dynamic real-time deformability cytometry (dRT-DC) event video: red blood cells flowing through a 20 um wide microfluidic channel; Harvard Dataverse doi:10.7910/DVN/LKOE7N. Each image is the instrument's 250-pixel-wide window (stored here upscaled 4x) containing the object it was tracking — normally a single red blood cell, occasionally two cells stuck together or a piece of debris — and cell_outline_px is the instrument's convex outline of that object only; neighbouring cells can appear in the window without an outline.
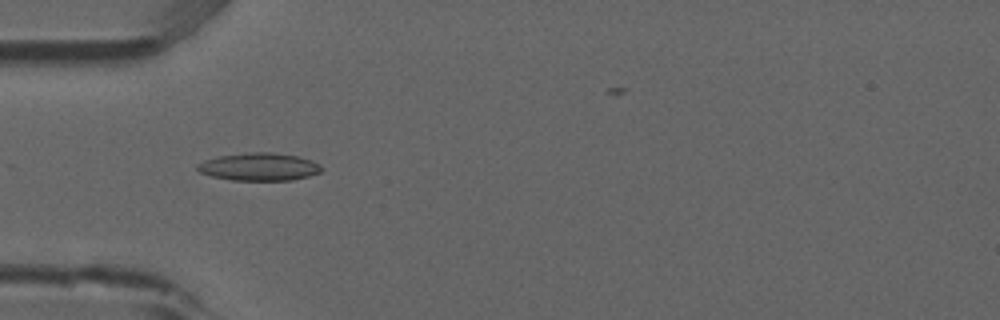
{"species": "common noctule bat (a hibernating species)", "species_latin": "Nyctalus noctula", "temperature_condition": "room temperature", "stored_images_in_passage": 47, "camera_frame_rate_fps": 3000, "um_per_image_px": 0.085, "animal": {"sex": "male", "forearm_length_mm": 52.5}, "frame": {"image": 1, "passage_image": 17, "time_ms": 5.333, "image_size_px": [1000, 320], "cell_outline_px": [[324, 168], [320, 172], [308, 176], [292, 180], [232, 180], [212, 176], [200, 172], [196, 168], [196, 164], [204, 160], [220, 156], [244, 152], [272, 152], [296, 156], [312, 160], [320, 164]], "centroid_in_image_um": [22.03, 14.17], "position_along_channel_um": 63.0, "area_um2": 20.11}}
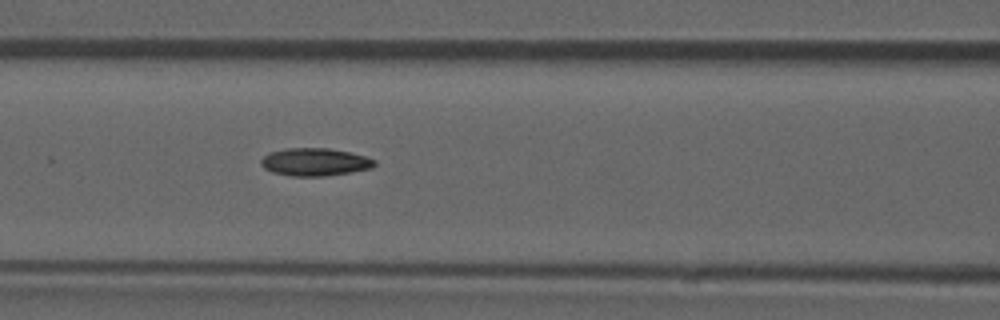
{"frame": {"image": 2, "passage_image": 23, "time_ms": 7.333, "image_size_px": [1000, 320], "cell_outline_px": [[376, 164], [372, 168], [352, 172], [324, 176], [292, 176], [272, 172], [264, 168], [260, 164], [260, 160], [264, 156], [272, 152], [284, 148], [328, 148], [348, 152], [364, 156], [376, 160]], "centroid_in_image_um": [26.76, 13.77], "position_along_channel_um": 139.8, "area_um2": 18.32}}
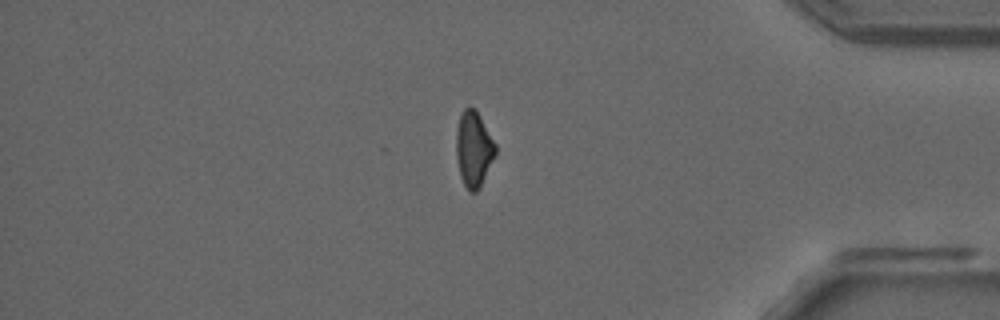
{"frame": {"image": 3, "passage_image": 45, "time_ms": 14.667, "image_size_px": [1000, 320], "cell_outline_px": [[496, 152], [480, 188], [476, 192], [468, 192], [460, 176], [456, 156], [456, 128], [460, 116], [464, 108], [476, 108], [496, 144]], "centroid_in_image_um": [40.25, 12.67], "position_along_channel_um": 394.9, "area_um2": 17.34}}